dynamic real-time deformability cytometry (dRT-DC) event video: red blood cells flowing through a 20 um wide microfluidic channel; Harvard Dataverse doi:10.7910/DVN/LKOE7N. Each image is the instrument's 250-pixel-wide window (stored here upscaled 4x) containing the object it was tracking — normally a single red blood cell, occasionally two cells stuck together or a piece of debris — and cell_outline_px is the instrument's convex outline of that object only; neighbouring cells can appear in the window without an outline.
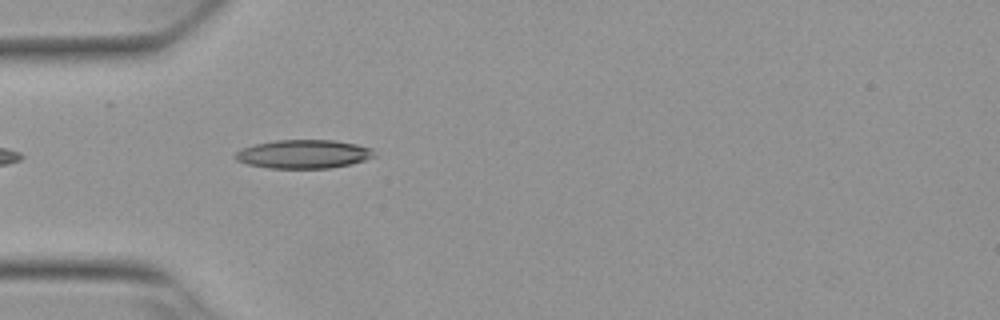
{"species": "Egyptian fruit bat (a non-hibernating species)", "species_latin": "Rousettus aegyptiacus", "temperature_condition": "warm", "stored_images_in_passage": 9, "camera_frame_rate_fps": 3000, "um_per_image_px": 0.085, "animal": {"sex": "female"}, "frame": {"image": 1, "passage_image": 1, "time_ms": 0.0, "image_size_px": [1000, 320], "cell_outline_px": [[376, 156], [352, 164], [332, 168], [268, 168], [248, 164], [236, 160], [232, 156], [236, 152], [244, 148], [256, 144], [276, 140], [332, 140], [356, 144], [372, 148]], "centroid_in_image_um": [25.82, 13.1], "position_along_channel_um": 59.2, "area_um2": 23.18}}
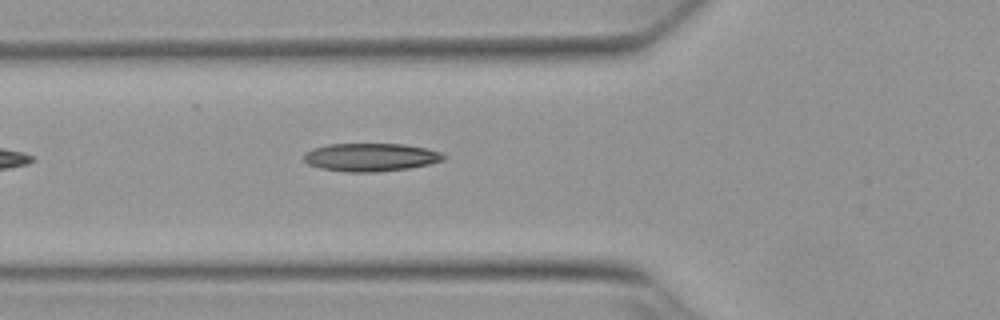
{"frame": {"image": 2, "passage_image": 4, "time_ms": 1.0, "image_size_px": [1000, 320], "cell_outline_px": [[448, 156], [444, 160], [428, 164], [408, 168], [376, 172], [344, 172], [320, 168], [308, 164], [304, 160], [304, 152], [312, 148], [328, 144], [404, 144], [428, 148], [440, 152]], "centroid_in_image_um": [31.5, 13.36], "position_along_channel_um": 94.3, "area_um2": 23.06}}